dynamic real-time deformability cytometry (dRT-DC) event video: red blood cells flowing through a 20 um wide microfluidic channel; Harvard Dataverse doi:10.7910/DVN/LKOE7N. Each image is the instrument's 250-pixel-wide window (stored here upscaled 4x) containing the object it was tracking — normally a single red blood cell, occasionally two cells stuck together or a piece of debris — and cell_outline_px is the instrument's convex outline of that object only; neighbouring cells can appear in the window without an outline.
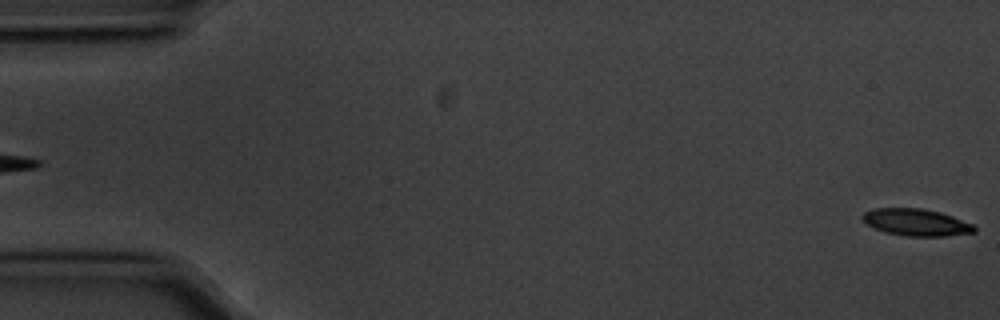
{"species": "common noctule bat (a hibernating species)", "species_latin": "Nyctalus noctula", "temperature_condition": "cold", "stored_images_in_passage": 6, "segment_of_instrument_passage": [2, 2], "camera_frame_rate_fps": 3000, "um_per_image_px": 0.085, "animal": {"sex": "male", "body_mass_g": 20.1, "forearm_length_mm": 53.5}, "frame": {"image": 1, "passage_image": 6, "time_ms": 1.667, "image_size_px": [1000, 320], "cell_outline_px": [[976, 232], [944, 236], [908, 236], [884, 232], [868, 224], [860, 216], [864, 212], [876, 208], [920, 208], [940, 212], [952, 216], [972, 224], [976, 228]], "centroid_in_image_um": [77.88, 18.89], "position_along_channel_um": 7.1, "area_um2": 17.4}}